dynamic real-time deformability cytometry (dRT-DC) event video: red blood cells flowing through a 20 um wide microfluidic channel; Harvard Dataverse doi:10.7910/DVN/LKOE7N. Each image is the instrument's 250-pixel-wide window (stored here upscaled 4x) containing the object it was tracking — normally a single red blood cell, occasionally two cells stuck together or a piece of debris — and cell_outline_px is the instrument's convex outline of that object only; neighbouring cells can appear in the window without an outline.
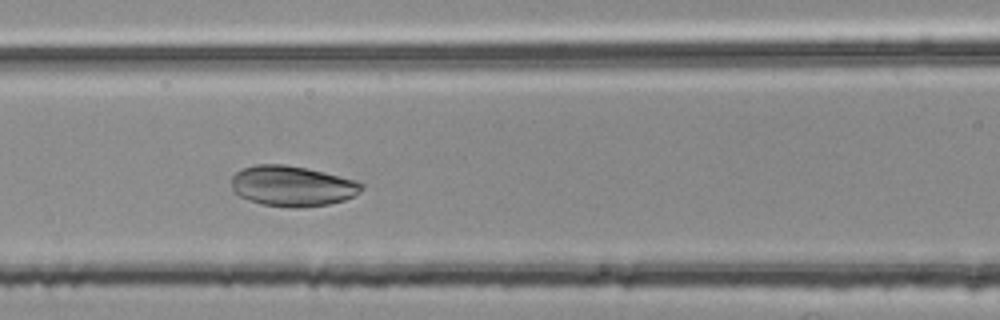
{"species": "common noctule bat (a hibernating species)", "species_latin": "Nyctalus noctula", "temperature_condition": "room temperature", "stored_images_in_passage": 45, "camera_frame_rate_fps": 3000, "um_per_image_px": 0.085, "animal": {"sex": "female", "body_mass_g": 25.1}, "frame": {"image": 1, "passage_image": 19, "time_ms": 6.0, "image_size_px": [1000, 320], "cell_outline_px": [[364, 188], [360, 192], [344, 200], [328, 204], [296, 208], [292, 208], [260, 204], [248, 200], [232, 192], [232, 176], [236, 172], [244, 168], [256, 164], [284, 164], [324, 172], [356, 180], [364, 184]], "centroid_in_image_um": [24.83, 15.82], "position_along_channel_um": 141.8, "area_um2": 30.75}}
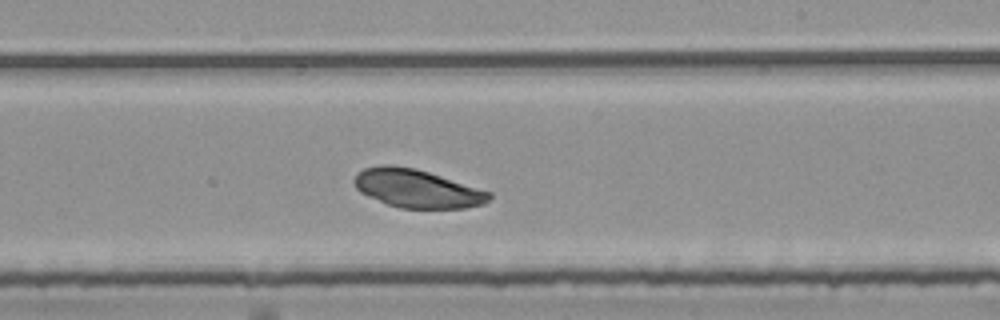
{"frame": {"image": 2, "passage_image": 28, "time_ms": 9.0, "image_size_px": [1000, 320], "cell_outline_px": [[492, 196], [484, 204], [464, 208], [400, 208], [388, 204], [368, 196], [360, 192], [356, 188], [352, 180], [364, 168], [384, 164], [392, 164], [416, 168], [492, 192]], "centroid_in_image_um": [35.45, 16.02], "position_along_channel_um": 253.6, "area_um2": 30.11}}
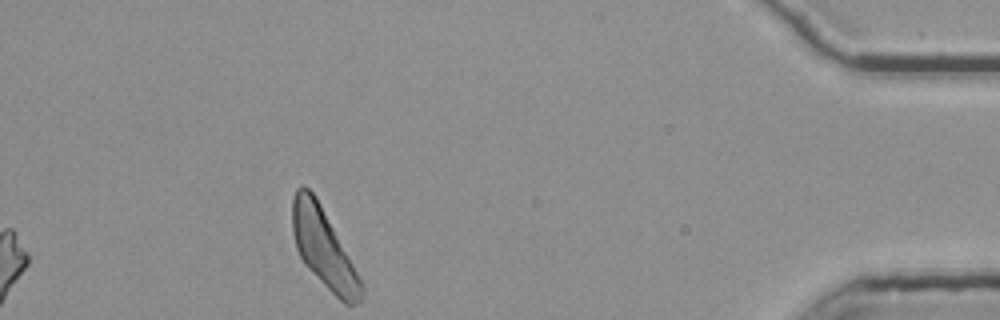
{"frame": {"image": 3, "passage_image": 45, "time_ms": 14.667, "image_size_px": [1000, 320], "cell_outline_px": [[364, 296], [360, 304], [344, 304], [304, 264], [296, 248], [292, 232], [292, 200], [296, 188], [300, 184], [304, 184], [316, 196], [364, 284]], "centroid_in_image_um": [27.51, 21.09], "position_along_channel_um": 407.7, "area_um2": 31.62}}